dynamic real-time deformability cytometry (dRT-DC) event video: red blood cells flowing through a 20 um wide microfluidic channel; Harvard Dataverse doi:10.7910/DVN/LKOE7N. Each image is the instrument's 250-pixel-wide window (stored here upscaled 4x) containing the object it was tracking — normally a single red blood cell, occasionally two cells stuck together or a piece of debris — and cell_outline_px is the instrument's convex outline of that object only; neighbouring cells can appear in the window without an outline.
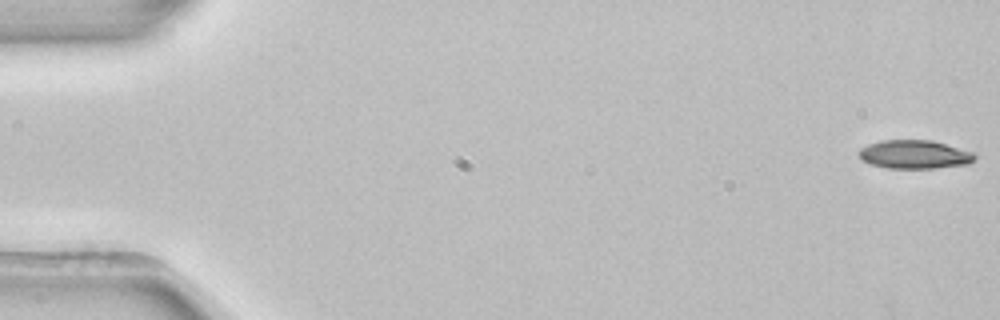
{"species": "common noctule bat (a hibernating species)", "species_latin": "Nyctalus noctula", "temperature_condition": "room temperature", "stored_images_in_passage": 53, "camera_frame_rate_fps": 3000, "um_per_image_px": 0.085, "animal": {"sex": "female", "body_mass_g": 22.7, "forearm_length_mm": 54.2}, "frame": {"image": 1, "passage_image": 1, "time_ms": 0.0, "image_size_px": [1000, 320], "cell_outline_px": [[976, 160], [968, 164], [936, 168], [888, 168], [872, 164], [864, 160], [856, 152], [860, 148], [868, 144], [880, 140], [932, 140], [972, 152], [976, 156]], "centroid_in_image_um": [77.73, 13.12], "position_along_channel_um": 7.3, "area_um2": 19.25}}
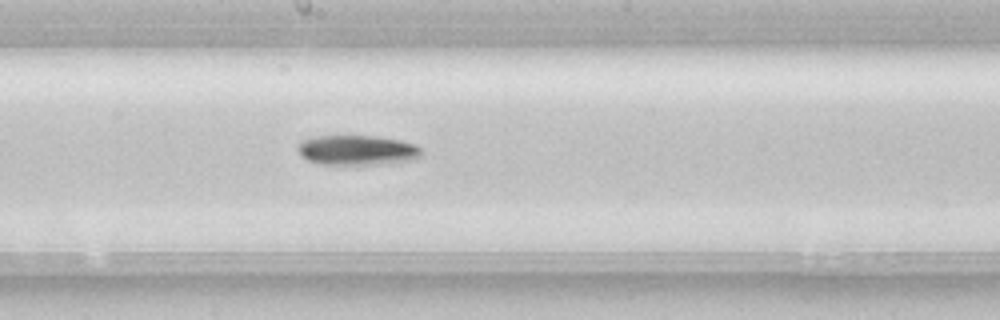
{"frame": {"image": 2, "passage_image": 29, "time_ms": 9.333, "image_size_px": [1000, 320], "cell_outline_px": [[420, 156], [416, 160], [384, 164], [320, 164], [308, 160], [300, 156], [296, 148], [300, 140], [312, 136], [376, 136], [400, 140], [416, 144], [420, 148]], "centroid_in_image_um": [30.33, 12.76], "position_along_channel_um": 217.9, "area_um2": 21.85}}
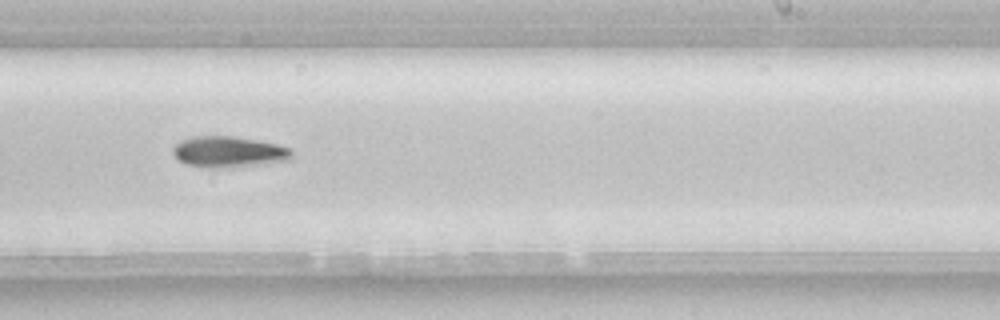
{"frame": {"image": 3, "passage_image": 33, "time_ms": 10.667, "image_size_px": [1000, 320], "cell_outline_px": [[292, 156], [288, 160], [256, 164], [208, 168], [188, 164], [180, 160], [172, 152], [172, 148], [176, 144], [184, 140], [196, 136], [232, 136], [260, 140], [276, 144], [288, 148], [292, 152]], "centroid_in_image_um": [19.43, 12.89], "position_along_channel_um": 269.6, "area_um2": 20.87}, "authors_computed_cell_mechanics": {"area_um2": 19.941, "velocity_mm_per_s": 3.9129, "shape_relaxation_time_tau1_ms": 4.0122, "shape_relaxation_time_tau2_ms": null, "deformation_change_tau1": 0.1388, "deformation_change_tau2": null}}